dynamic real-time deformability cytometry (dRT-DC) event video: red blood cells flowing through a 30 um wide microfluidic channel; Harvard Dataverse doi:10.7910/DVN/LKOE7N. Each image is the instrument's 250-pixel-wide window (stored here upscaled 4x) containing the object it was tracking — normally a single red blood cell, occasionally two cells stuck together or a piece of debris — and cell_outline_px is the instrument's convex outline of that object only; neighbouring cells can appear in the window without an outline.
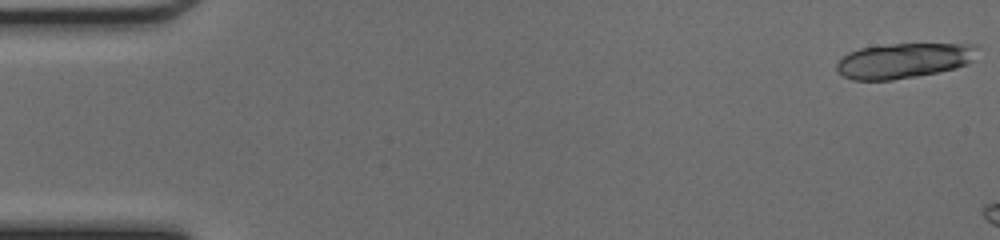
{"species": "common noctule bat (a hibernating species)", "species_latin": "Nyctalus noctula", "temperature_condition": "cold", "stored_images_in_passage": 6, "camera_frame_rate_fps": 3000, "um_per_image_px": 0.085, "animal": {"sex": "female", "body_mass_g": 17.0, "forearm_length_mm": 48.0}, "frame": {"image": 1, "passage_image": 1, "time_ms": 0.0, "image_size_px": [1000, 240], "cell_outline_px": [[980, 48], [972, 60], [968, 64], [956, 68], [916, 76], [892, 80], [852, 80], [844, 76], [836, 68], [836, 64], [848, 52], [860, 48], [892, 44], [976, 44]], "centroid_in_image_um": [76.85, 5.15], "position_along_channel_um": 8.2, "area_um2": 28.73}}